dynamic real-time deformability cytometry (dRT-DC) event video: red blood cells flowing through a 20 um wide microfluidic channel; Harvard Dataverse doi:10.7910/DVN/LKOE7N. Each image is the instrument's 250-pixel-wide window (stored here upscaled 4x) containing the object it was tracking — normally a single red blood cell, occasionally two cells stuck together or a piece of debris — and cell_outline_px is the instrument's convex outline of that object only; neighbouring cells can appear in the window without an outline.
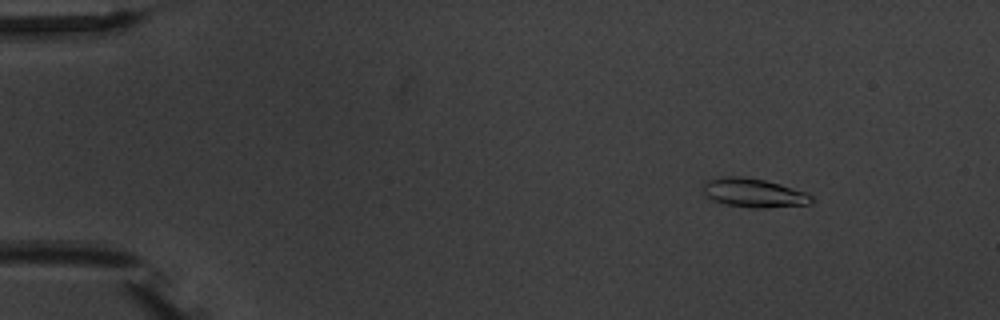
{"species": "common noctule bat (a hibernating species)", "species_latin": "Nyctalus noctula", "temperature_condition": "warm", "stored_images_in_passage": 6, "camera_frame_rate_fps": 3000, "um_per_image_px": 0.085, "animal": {"sex": "male", "body_mass_g": 20.1, "forearm_length_mm": 53.5}, "frame": {"image": 1, "passage_image": 2, "time_ms": 1.333, "image_size_px": [1000, 320], "cell_outline_px": [[812, 204], [764, 208], [752, 208], [728, 204], [712, 200], [704, 192], [704, 180], [720, 176], [744, 176], [764, 180], [780, 184], [804, 192], [812, 196]], "centroid_in_image_um": [64.05, 16.38], "position_along_channel_um": 20.9, "area_um2": 18.21}}